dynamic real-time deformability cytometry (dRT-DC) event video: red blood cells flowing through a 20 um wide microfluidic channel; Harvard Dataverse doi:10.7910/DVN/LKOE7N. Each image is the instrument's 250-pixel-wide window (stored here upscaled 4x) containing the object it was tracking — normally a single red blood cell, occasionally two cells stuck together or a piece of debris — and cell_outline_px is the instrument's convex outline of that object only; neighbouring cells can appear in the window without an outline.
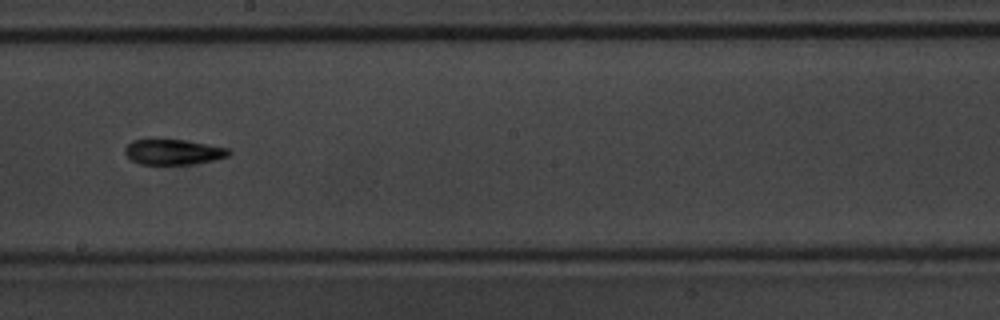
{"species": "common noctule bat (a hibernating species)", "species_latin": "Nyctalus noctula", "temperature_condition": "warm", "stored_images_in_passage": 41, "camera_frame_rate_fps": 3000, "um_per_image_px": 0.085, "animal": {"sex": "male", "body_mass_g": 20.1, "forearm_length_mm": 53.5}, "frame": {"image": 1, "passage_image": 18, "time_ms": 5.667, "image_size_px": [1000, 320], "cell_outline_px": [[232, 152], [228, 156], [196, 164], [140, 164], [132, 160], [124, 152], [124, 148], [132, 140], [184, 140], [228, 148]], "centroid_in_image_um": [14.73, 12.92], "position_along_channel_um": 233.5, "area_um2": 15.14}}
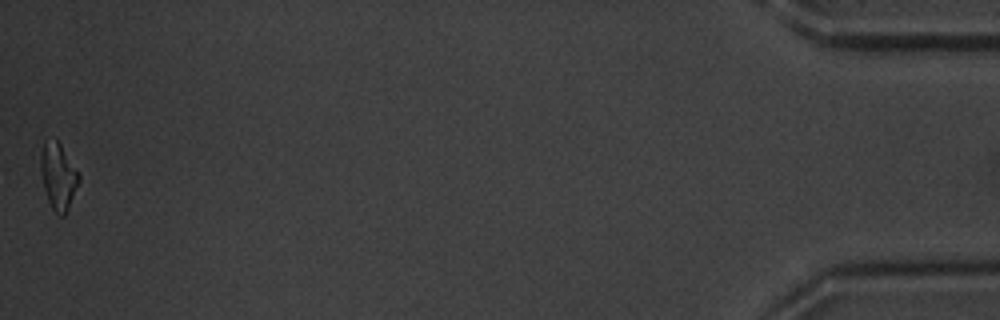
{"frame": {"image": 2, "passage_image": 41, "time_ms": 13.333, "image_size_px": [1000, 320], "cell_outline_px": [[80, 180], [68, 208], [64, 216], [60, 216], [52, 208], [48, 200], [44, 188], [40, 168], [40, 152], [44, 140], [56, 140], [60, 144], [80, 176]], "centroid_in_image_um": [4.93, 14.97], "position_along_channel_um": 430.3, "area_um2": 14.51}, "authors_computed_cell_mechanics": {"area_um2": 15.317, "velocity_mm_per_s": 3.7786, "shape_relaxation_time_tau1_ms": 3.5039, "shape_relaxation_time_tau2_ms": 5.7061, "deformation_change_tau1": 0.1549, "deformation_change_tau2": 0.1539}}